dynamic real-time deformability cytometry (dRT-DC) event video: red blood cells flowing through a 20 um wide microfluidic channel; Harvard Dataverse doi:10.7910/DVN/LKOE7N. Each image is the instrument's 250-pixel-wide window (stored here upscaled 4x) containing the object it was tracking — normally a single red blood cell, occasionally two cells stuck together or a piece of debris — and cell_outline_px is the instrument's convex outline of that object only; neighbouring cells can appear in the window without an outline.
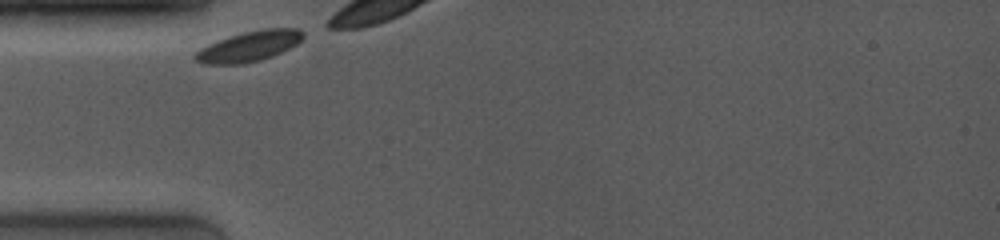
{"species": "common noctule bat (a hibernating species)", "species_latin": "Nyctalus noctula", "temperature_condition": "room temperature", "stored_images_in_passage": 4, "camera_frame_rate_fps": 4000, "um_per_image_px": 0.085, "animal": {"sex": "female", "body_mass_g": 19.0, "forearm_length_mm": 53.3}, "frame": {"image": 1, "passage_image": 1, "time_ms": 0.0, "image_size_px": [1000, 240], "cell_outline_px": [[304, 36], [296, 44], [272, 56], [260, 60], [240, 64], [204, 64], [196, 60], [192, 56], [200, 48], [208, 44], [244, 32], [264, 28], [300, 28], [304, 32]], "centroid_in_image_um": [21.17, 3.93], "position_along_channel_um": 63.8, "area_um2": 18.84}}